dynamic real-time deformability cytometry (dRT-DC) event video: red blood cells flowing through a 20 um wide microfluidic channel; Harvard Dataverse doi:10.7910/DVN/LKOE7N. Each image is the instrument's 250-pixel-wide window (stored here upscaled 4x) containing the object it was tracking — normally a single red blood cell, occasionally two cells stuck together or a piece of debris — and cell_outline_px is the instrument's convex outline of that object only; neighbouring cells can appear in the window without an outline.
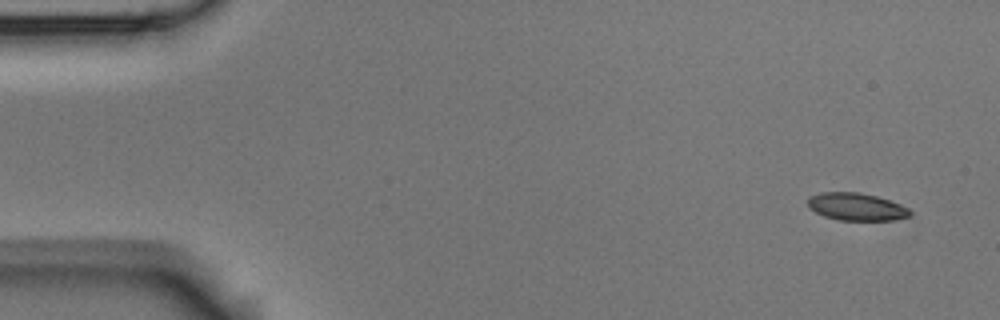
{"species": "Egyptian fruit bat (a non-hibernating species)", "species_latin": "Rousettus aegyptiacus", "temperature_condition": "room temperature", "stored_images_in_passage": 13, "camera_frame_rate_fps": 3000, "um_per_image_px": 0.085, "animal": {"sex": "male"}, "frame": {"image": 1, "passage_image": 1, "time_ms": 0.0, "image_size_px": [1000, 320], "cell_outline_px": [[912, 216], [896, 220], [840, 220], [824, 216], [816, 212], [808, 204], [808, 196], [820, 192], [860, 192], [876, 196], [900, 204], [908, 208], [912, 212]], "centroid_in_image_um": [72.82, 17.57], "position_along_channel_um": 12.2, "area_um2": 16.42}}
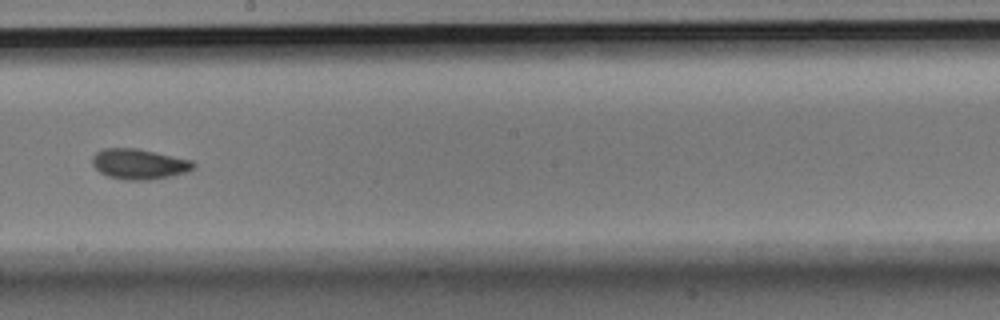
{"frame": {"image": 2, "passage_image": 8, "time_ms": 2.333, "image_size_px": [1000, 320], "cell_outline_px": [[196, 168], [188, 172], [148, 180], [124, 180], [108, 176], [100, 172], [92, 164], [92, 156], [96, 152], [104, 148], [136, 148], [156, 152], [192, 160], [196, 164]], "centroid_in_image_um": [11.84, 13.94], "position_along_channel_um": 236.4, "area_um2": 17.98}}
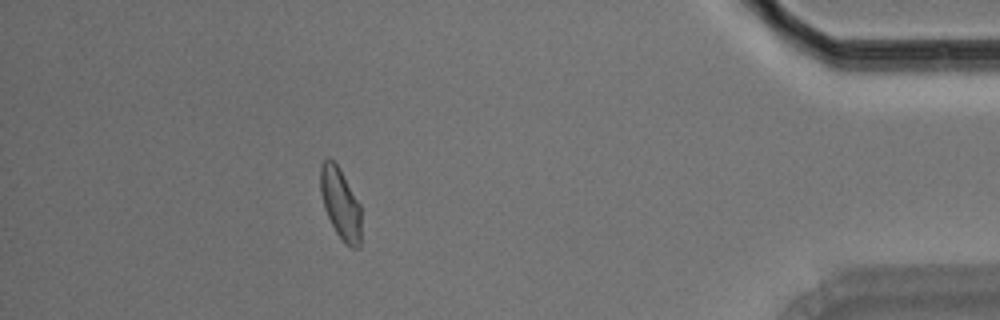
{"frame": {"image": 3, "passage_image": 13, "time_ms": 4.0, "image_size_px": [1000, 320], "cell_outline_px": [[360, 248], [352, 248], [344, 244], [336, 232], [324, 208], [320, 192], [320, 164], [328, 156], [340, 168], [360, 204]], "centroid_in_image_um": [28.93, 17.29], "position_along_channel_um": 406.3, "area_um2": 16.99}}